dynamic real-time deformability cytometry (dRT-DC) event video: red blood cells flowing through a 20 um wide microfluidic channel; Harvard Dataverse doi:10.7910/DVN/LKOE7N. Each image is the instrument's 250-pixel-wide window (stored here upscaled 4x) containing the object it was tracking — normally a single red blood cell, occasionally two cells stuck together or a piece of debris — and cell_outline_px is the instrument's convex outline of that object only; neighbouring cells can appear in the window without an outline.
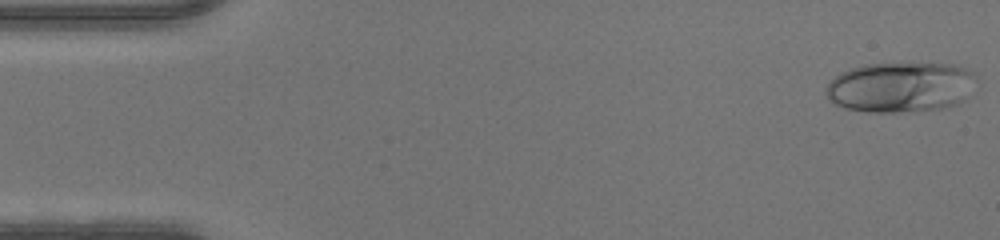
{"species": "human", "species_latin": "Homo sapiens", "temperature_condition": "warm", "stored_images_in_passage": 47, "camera_frame_rate_fps": 3000, "um_per_image_px": 0.085, "donor": {"sex": "male"}, "frame": {"image": 1, "passage_image": 1, "time_ms": 0.0, "image_size_px": [1000, 240], "cell_outline_px": [[976, 72], [968, 96], [960, 104], [944, 108], [896, 112], [868, 112], [844, 108], [832, 104], [824, 92], [824, 88], [840, 72], [864, 64], [956, 64]], "centroid_in_image_um": [76.53, 7.41], "position_along_channel_um": 8.5, "area_um2": 44.22}}
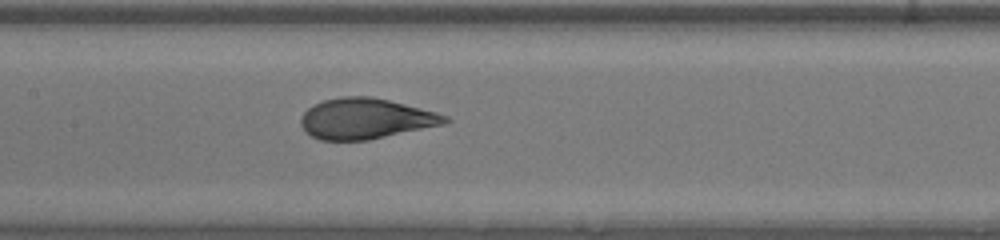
{"frame": {"image": 2, "passage_image": 22, "time_ms": 7.0, "image_size_px": [1000, 240], "cell_outline_px": [[452, 120], [444, 124], [368, 140], [320, 140], [312, 136], [300, 124], [300, 120], [304, 112], [312, 104], [324, 100], [344, 96], [372, 96], [436, 112], [448, 116]], "centroid_in_image_um": [31.08, 10.08], "position_along_channel_um": 176.3, "area_um2": 33.93}}
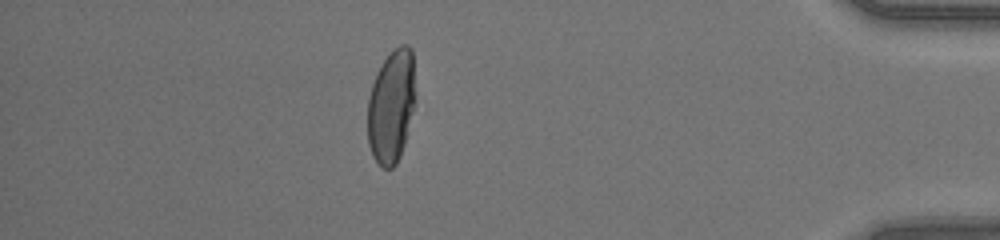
{"frame": {"image": 3, "passage_image": 41, "time_ms": 13.333, "image_size_px": [1000, 240], "cell_outline_px": [[416, 100], [404, 144], [400, 156], [396, 164], [392, 168], [384, 168], [372, 156], [368, 144], [368, 96], [376, 72], [384, 60], [400, 44], [408, 44], [412, 48]], "centroid_in_image_um": [33.27, 9.02], "position_along_channel_um": 401.9, "area_um2": 31.73}}